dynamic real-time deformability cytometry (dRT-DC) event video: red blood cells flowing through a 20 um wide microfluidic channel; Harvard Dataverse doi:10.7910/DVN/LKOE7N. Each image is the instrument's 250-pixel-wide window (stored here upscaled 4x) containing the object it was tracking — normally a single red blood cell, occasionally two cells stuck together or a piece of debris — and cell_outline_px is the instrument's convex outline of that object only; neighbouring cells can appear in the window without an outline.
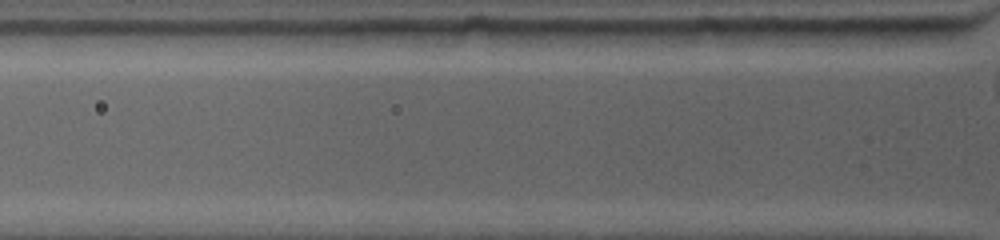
{"species": "common noctule bat (a hibernating species)", "species_latin": "Nyctalus noctula", "temperature_condition": "warm", "stored_images_in_passage": 3, "camera_frame_rate_fps": 4500, "um_per_image_px": 0.085, "animal": {"sex": "female", "body_mass_g": 19.0, "forearm_length_mm": 53.3}, "frame": {"image": 1, "passage_image": 3, "time_ms": 1.333, "image_size_px": [1000, 240], "cell_outline_px": [[952, 28], [948, 36], [940, 44], [896, 48], [864, 44], [828, 32], [820, 28]], "centroid_in_image_um": [75.95, 3.07], "position_along_channel_um": 49.8, "area_um2": 13.41}}